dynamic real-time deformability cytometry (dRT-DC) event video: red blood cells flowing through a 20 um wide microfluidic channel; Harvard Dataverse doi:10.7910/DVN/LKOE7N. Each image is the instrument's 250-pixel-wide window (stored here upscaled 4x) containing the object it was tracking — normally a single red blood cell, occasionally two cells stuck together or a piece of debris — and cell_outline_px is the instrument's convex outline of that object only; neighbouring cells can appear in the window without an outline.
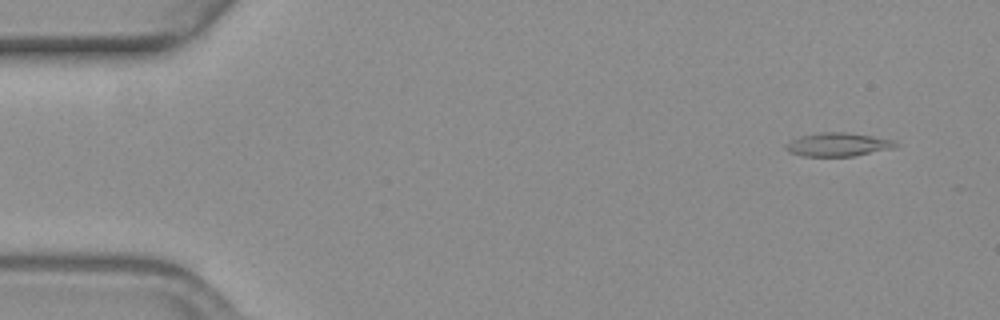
{"species": "common noctule bat (a hibernating species)", "species_latin": "Nyctalus noctula", "temperature_condition": "warm", "stored_images_in_passage": 53, "camera_frame_rate_fps": 3000, "um_per_image_px": 0.085, "animal": {"sex": "female", "body_mass_g": 19.3, "forearm_length_mm": 54.1}, "frame": {"image": 1, "passage_image": 4, "time_ms": 1.0, "image_size_px": [1000, 320], "cell_outline_px": [[900, 144], [896, 148], [852, 156], [804, 156], [788, 152], [784, 148], [784, 144], [788, 140], [800, 136], [816, 132], [848, 132], [896, 140]], "centroid_in_image_um": [71.22, 12.27], "position_along_channel_um": 13.8, "area_um2": 15.43}}
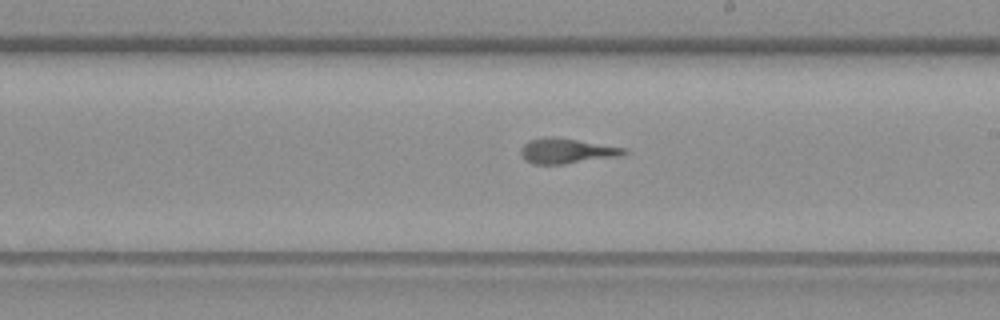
{"frame": {"image": 2, "passage_image": 32, "time_ms": 10.333, "image_size_px": [1000, 320], "cell_outline_px": [[628, 152], [616, 156], [564, 164], [532, 164], [524, 160], [520, 152], [520, 148], [528, 140], [544, 136], [552, 136], [628, 148]], "centroid_in_image_um": [48.1, 12.82], "position_along_channel_um": 240.9, "area_um2": 15.14}}
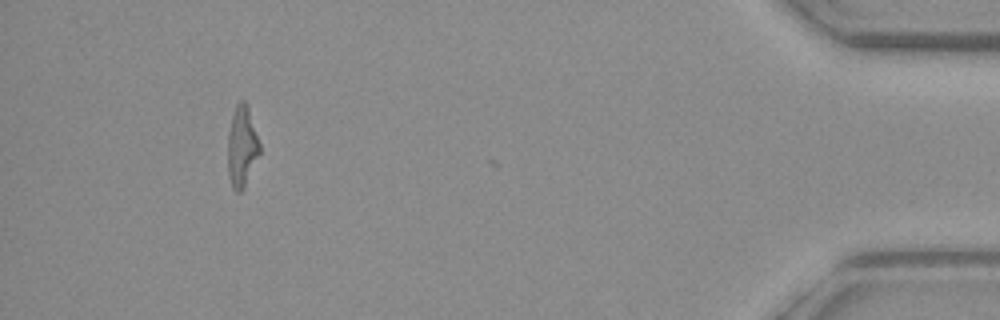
{"frame": {"image": 3, "passage_image": 52, "time_ms": 17.0, "image_size_px": [1000, 320], "cell_outline_px": [[260, 152], [244, 188], [240, 192], [236, 192], [232, 188], [228, 176], [228, 132], [232, 116], [236, 104], [240, 100], [244, 100], [248, 108], [260, 144]], "centroid_in_image_um": [20.55, 12.48], "position_along_channel_um": 414.7, "area_um2": 14.91}}